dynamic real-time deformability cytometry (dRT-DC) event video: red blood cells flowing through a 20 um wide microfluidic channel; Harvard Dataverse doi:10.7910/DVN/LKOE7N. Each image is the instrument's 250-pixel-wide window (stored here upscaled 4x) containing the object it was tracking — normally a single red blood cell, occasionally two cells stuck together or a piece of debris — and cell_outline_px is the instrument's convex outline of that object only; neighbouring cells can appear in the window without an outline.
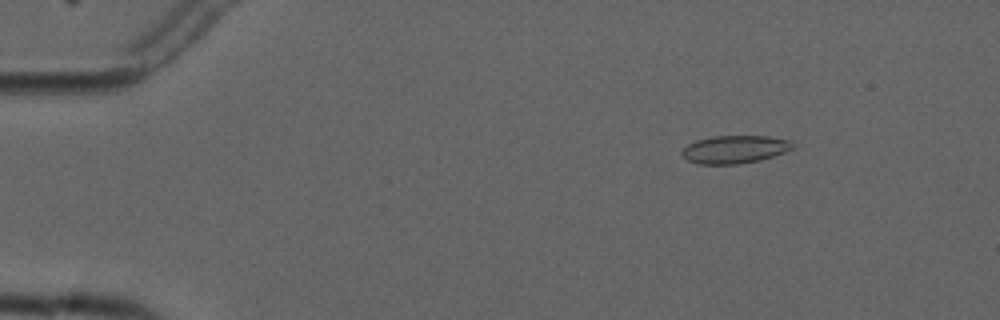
{"species": "common noctule bat (a hibernating species)", "species_latin": "Nyctalus noctula", "temperature_condition": "cold", "stored_images_in_passage": 9, "camera_frame_rate_fps": 3000, "um_per_image_px": 0.085, "animal": {"sex": "male", "forearm_length_mm": 52.5}, "frame": {"image": 1, "passage_image": 1, "time_ms": 0.0, "image_size_px": [1000, 320], "cell_outline_px": [[792, 148], [784, 152], [760, 160], [740, 164], [696, 164], [688, 160], [680, 152], [688, 144], [696, 140], [712, 136], [768, 136], [792, 140]], "centroid_in_image_um": [62.43, 12.69], "position_along_channel_um": 22.6, "area_um2": 17.98}}
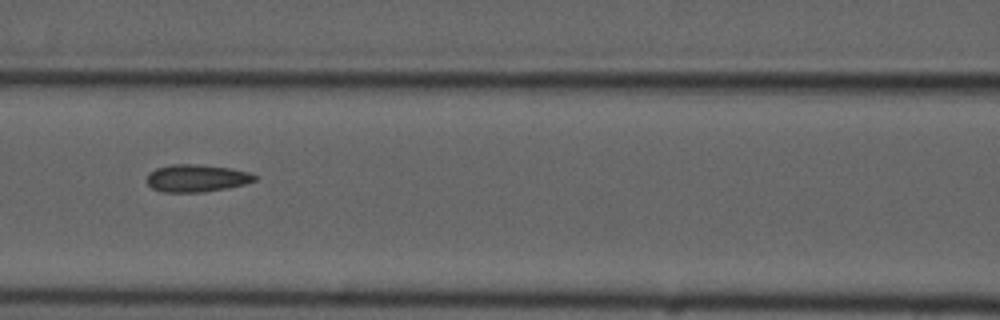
{"frame": {"image": 2, "passage_image": 6, "time_ms": 5.667, "image_size_px": [1000, 320], "cell_outline_px": [[256, 180], [244, 184], [228, 188], [200, 192], [164, 192], [152, 188], [148, 184], [148, 172], [156, 168], [172, 164], [196, 164], [228, 168], [248, 172], [256, 176]], "centroid_in_image_um": [16.68, 15.14], "position_along_channel_um": 149.9, "area_um2": 17.05}}
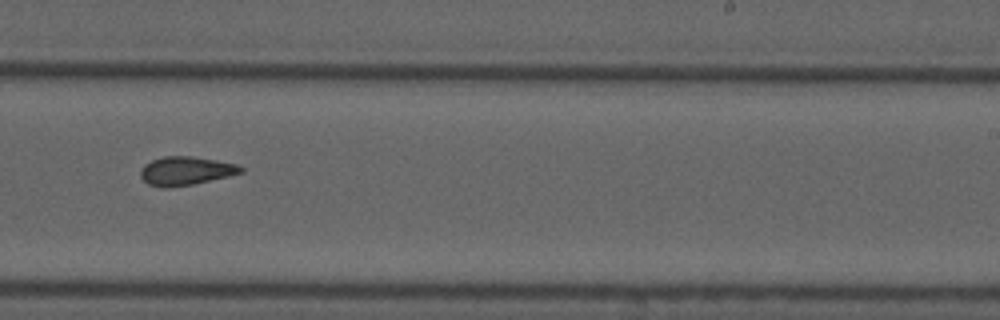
{"frame": {"image": 3, "passage_image": 9, "time_ms": 9.0, "image_size_px": [1000, 320], "cell_outline_px": [[244, 172], [228, 176], [192, 184], [168, 188], [164, 188], [148, 184], [140, 176], [140, 168], [144, 164], [152, 160], [164, 156], [192, 156], [216, 160], [236, 164], [244, 168]], "centroid_in_image_um": [15.77, 14.52], "position_along_channel_um": 273.2, "area_um2": 16.7}}